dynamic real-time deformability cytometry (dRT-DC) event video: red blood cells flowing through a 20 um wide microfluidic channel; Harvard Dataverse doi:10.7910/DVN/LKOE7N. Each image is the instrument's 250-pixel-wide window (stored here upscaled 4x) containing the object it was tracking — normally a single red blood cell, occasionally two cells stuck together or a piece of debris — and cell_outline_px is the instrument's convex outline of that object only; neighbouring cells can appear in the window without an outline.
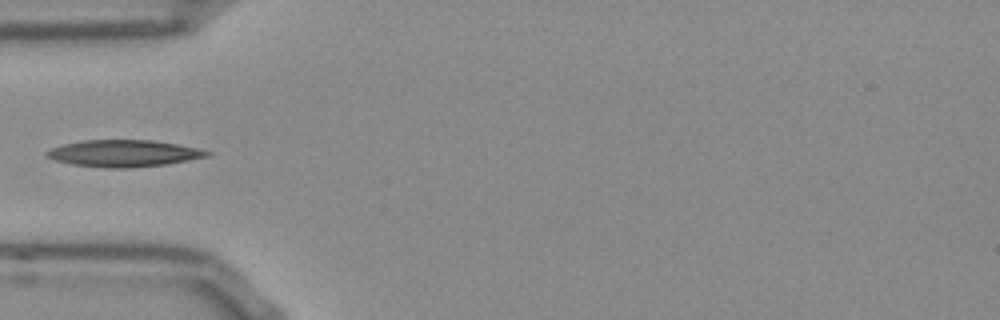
{"species": "Egyptian fruit bat (a non-hibernating species)", "species_latin": "Rousettus aegyptiacus", "temperature_condition": "room temperature", "stored_images_in_passage": 12, "camera_frame_rate_fps": 3000, "um_per_image_px": 0.085, "frame": {"image": 1, "passage_image": 1, "time_ms": 0.0, "image_size_px": [1000, 320], "cell_outline_px": [[212, 152], [208, 156], [164, 164], [124, 168], [104, 168], [72, 164], [56, 160], [44, 156], [44, 152], [48, 148], [64, 144], [84, 140], [156, 140], [196, 148]], "centroid_in_image_um": [10.44, 13.03], "position_along_channel_um": 74.6, "area_um2": 24.85}}